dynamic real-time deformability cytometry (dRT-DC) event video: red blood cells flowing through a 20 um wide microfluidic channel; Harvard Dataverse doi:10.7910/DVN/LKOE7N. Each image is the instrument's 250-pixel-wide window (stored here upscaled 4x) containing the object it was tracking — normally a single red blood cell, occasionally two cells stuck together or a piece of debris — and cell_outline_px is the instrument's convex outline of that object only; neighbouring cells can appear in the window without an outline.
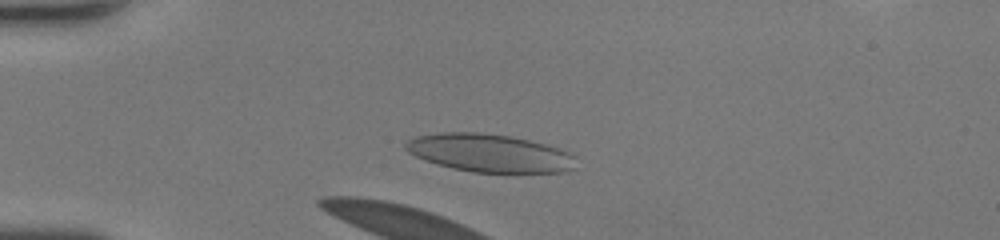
{"species": "human", "species_latin": "Homo sapiens", "temperature_condition": "room temperature", "stored_images_in_passage": 29, "camera_frame_rate_fps": 3000, "um_per_image_px": 0.085, "donor": {"sex": "female"}, "frame": {"image": 1, "passage_image": 1, "time_ms": 0.0, "image_size_px": [1000, 240], "cell_outline_px": [[576, 168], [568, 172], [472, 172], [452, 168], [436, 164], [416, 156], [408, 152], [404, 148], [404, 144], [408, 140], [416, 136], [440, 132], [476, 132], [508, 136], [528, 140], [560, 148], [576, 156]], "centroid_in_image_um": [41.63, 13.01], "position_along_channel_um": 43.4, "area_um2": 37.8}}